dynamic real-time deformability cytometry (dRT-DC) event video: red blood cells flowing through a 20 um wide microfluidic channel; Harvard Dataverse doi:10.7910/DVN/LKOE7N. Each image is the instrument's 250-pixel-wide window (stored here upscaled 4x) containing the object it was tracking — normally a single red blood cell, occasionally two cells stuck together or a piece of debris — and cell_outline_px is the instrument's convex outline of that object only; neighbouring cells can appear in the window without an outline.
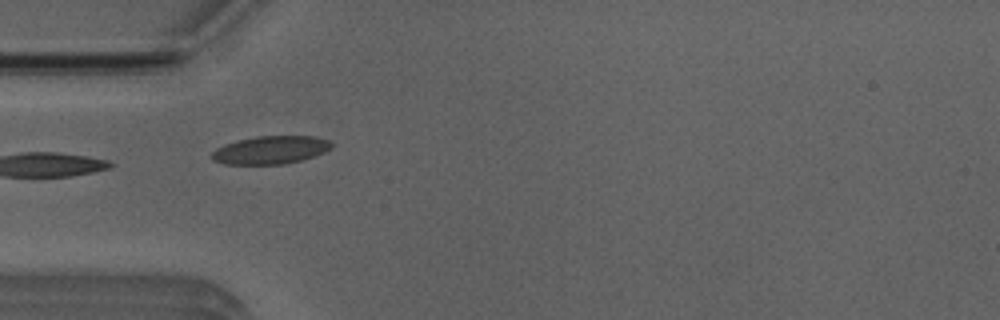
{"species": "Egyptian fruit bat (a non-hibernating species)", "species_latin": "Rousettus aegyptiacus", "temperature_condition": "room temperature", "stored_images_in_passage": 7, "camera_frame_rate_fps": 3000, "um_per_image_px": 0.085, "animal": {"sex": "male"}, "frame": {"image": 1, "passage_image": 4, "time_ms": 4.333, "image_size_px": [1000, 320], "cell_outline_px": [[332, 148], [324, 152], [300, 160], [284, 164], [224, 164], [212, 160], [212, 152], [216, 148], [224, 144], [256, 136], [316, 136], [328, 140], [332, 144]], "centroid_in_image_um": [22.99, 12.74], "position_along_channel_um": 62.0, "area_um2": 19.42}}
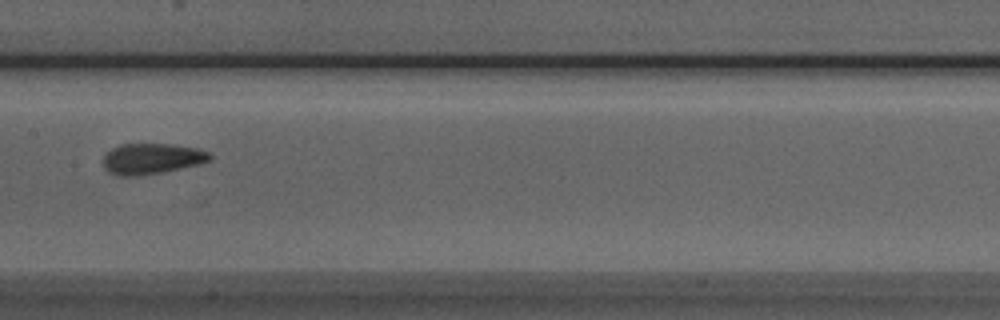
{"frame": {"image": 2, "passage_image": 7, "time_ms": 7.667, "image_size_px": [1000, 320], "cell_outline_px": [[212, 160], [200, 164], [160, 172], [136, 176], [120, 176], [108, 172], [104, 168], [104, 152], [120, 144], [172, 144], [196, 148], [208, 152], [212, 156]], "centroid_in_image_um": [12.88, 13.48], "position_along_channel_um": 194.5, "area_um2": 19.13}}